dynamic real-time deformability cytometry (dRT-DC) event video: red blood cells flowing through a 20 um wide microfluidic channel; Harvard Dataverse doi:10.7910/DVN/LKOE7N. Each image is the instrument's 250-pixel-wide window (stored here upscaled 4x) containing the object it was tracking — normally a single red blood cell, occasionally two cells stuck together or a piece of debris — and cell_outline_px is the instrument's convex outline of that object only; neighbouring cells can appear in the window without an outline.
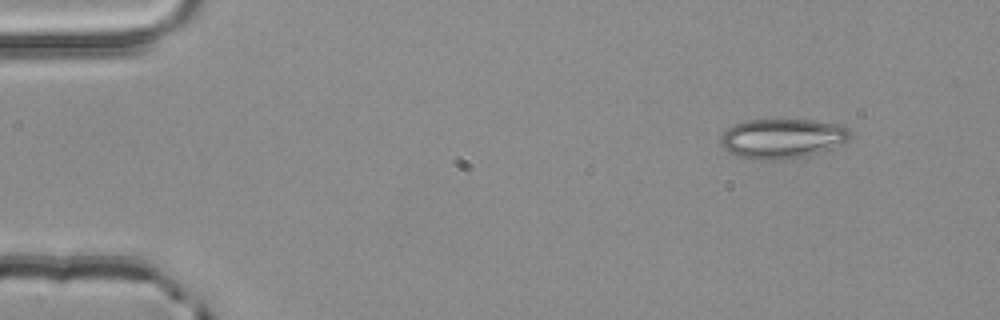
{"species": "common noctule bat (a hibernating species)", "species_latin": "Nyctalus noctula", "temperature_condition": "room temperature", "stored_images_in_passage": 5, "camera_frame_rate_fps": 3000, "um_per_image_px": 0.085, "animal": {"sex": "male", "body_mass_g": 20.4}, "frame": {"image": 1, "passage_image": 1, "time_ms": 0.0, "image_size_px": [1000, 320], "cell_outline_px": [[852, 136], [848, 140], [820, 152], [788, 160], [760, 160], [740, 156], [724, 148], [720, 144], [720, 136], [728, 128], [736, 124], [748, 120], [812, 120], [836, 124], [848, 128]], "centroid_in_image_um": [66.49, 11.77], "position_along_channel_um": 18.5, "area_um2": 29.71}}
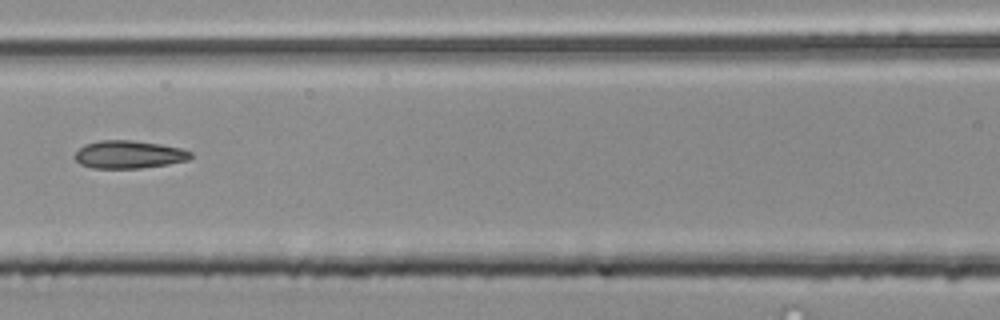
{"frame": {"image": 2, "passage_image": 5, "time_ms": 1.333, "image_size_px": [1000, 320], "cell_outline_px": [[192, 156], [188, 160], [168, 164], [140, 168], [92, 168], [80, 164], [72, 156], [84, 144], [100, 140], [132, 140], [160, 144], [180, 148], [192, 152]], "centroid_in_image_um": [10.93, 13.13], "position_along_channel_um": 155.7, "area_um2": 18.84}}